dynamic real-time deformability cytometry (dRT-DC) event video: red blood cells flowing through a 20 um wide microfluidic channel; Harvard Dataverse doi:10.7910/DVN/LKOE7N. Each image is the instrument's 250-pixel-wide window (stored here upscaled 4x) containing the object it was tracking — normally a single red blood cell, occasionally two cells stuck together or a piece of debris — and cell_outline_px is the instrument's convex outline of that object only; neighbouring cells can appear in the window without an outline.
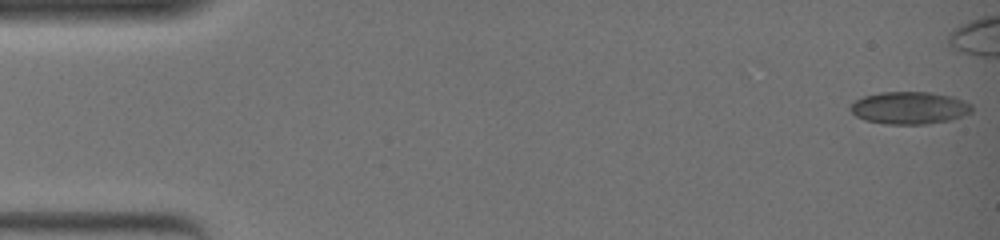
{"species": "common noctule bat (a hibernating species)", "species_latin": "Nyctalus noctula", "temperature_condition": "warm", "stored_images_in_passage": 46, "camera_frame_rate_fps": 3000, "um_per_image_px": 0.085, "animal": {"sex": "female", "body_mass_g": 19.0, "forearm_length_mm": 51.5}, "frame": {"image": 1, "passage_image": 1, "time_ms": 0.0, "image_size_px": [1000, 240], "cell_outline_px": [[972, 112], [952, 120], [928, 124], [884, 124], [864, 120], [856, 116], [848, 108], [856, 100], [864, 96], [880, 92], [928, 92], [952, 96], [964, 100], [972, 104]], "centroid_in_image_um": [77.32, 9.18], "position_along_channel_um": 7.7, "area_um2": 23.12}}
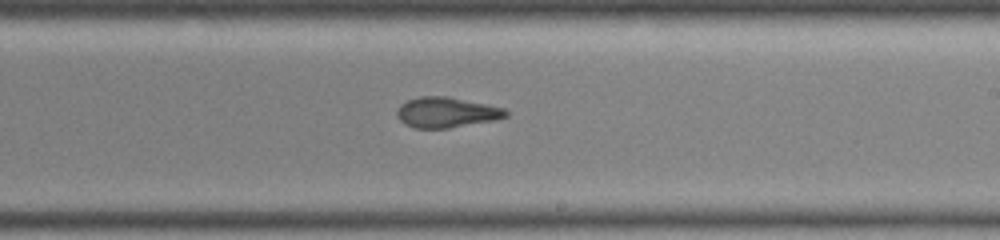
{"frame": {"image": 2, "passage_image": 32, "time_ms": 10.333, "image_size_px": [1000, 240], "cell_outline_px": [[508, 116], [496, 120], [448, 128], [412, 128], [404, 124], [396, 116], [396, 112], [400, 104], [408, 100], [420, 96], [448, 96], [504, 108], [508, 112]], "centroid_in_image_um": [37.92, 9.56], "position_along_channel_um": 251.1, "area_um2": 19.36}}
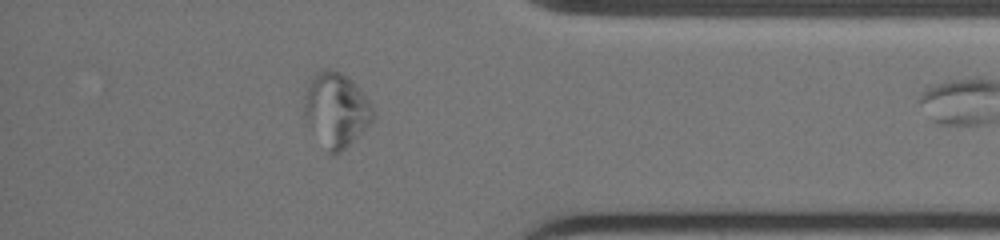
{"frame": {"image": 3, "passage_image": 45, "time_ms": 14.667, "image_size_px": [1000, 240], "cell_outline_px": [[376, 116], [340, 152], [328, 152], [300, 116], [304, 96], [308, 80], [316, 72], [324, 68], [328, 68], [340, 72], [352, 80], [372, 104], [376, 112]], "centroid_in_image_um": [28.5, 9.28], "position_along_channel_um": 406.7, "area_um2": 30.06}}